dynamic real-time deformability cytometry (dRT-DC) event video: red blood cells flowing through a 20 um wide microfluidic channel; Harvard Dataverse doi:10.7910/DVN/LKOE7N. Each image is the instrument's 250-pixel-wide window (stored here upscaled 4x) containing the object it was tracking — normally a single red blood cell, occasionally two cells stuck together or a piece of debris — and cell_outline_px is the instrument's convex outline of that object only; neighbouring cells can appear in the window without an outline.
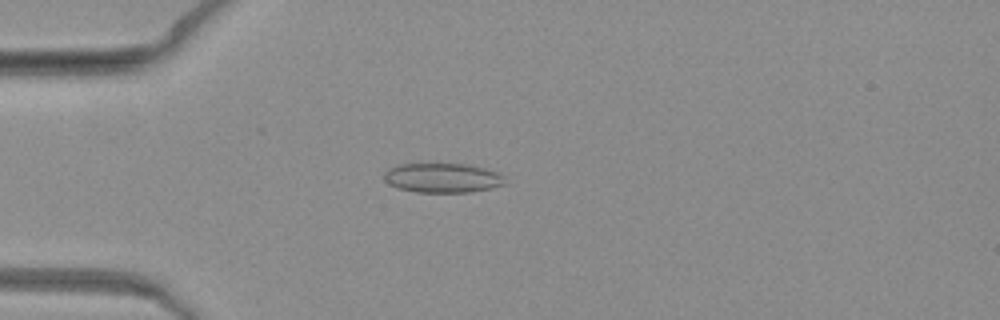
{"species": "common noctule bat (a hibernating species)", "species_latin": "Nyctalus noctula", "temperature_condition": "warm", "stored_images_in_passage": 53, "camera_frame_rate_fps": 3000, "um_per_image_px": 0.085, "animal": {"sex": "female", "body_mass_g": 19.3, "forearm_length_mm": 54.1}, "frame": {"image": 1, "passage_image": 15, "time_ms": 4.667, "image_size_px": [1000, 320], "cell_outline_px": [[504, 184], [492, 188], [468, 192], [416, 192], [400, 188], [388, 184], [384, 180], [384, 172], [388, 168], [400, 164], [468, 164], [500, 172], [504, 176]], "centroid_in_image_um": [37.62, 15.11], "position_along_channel_um": 47.4, "area_um2": 20.81}}
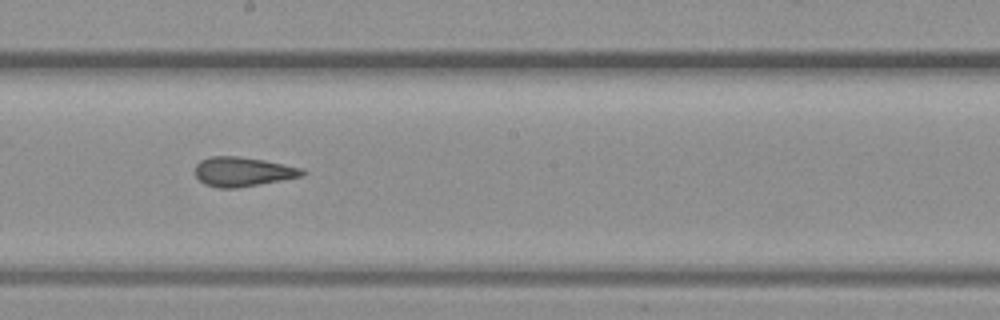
{"frame": {"image": 2, "passage_image": 30, "time_ms": 9.667, "image_size_px": [1000, 320], "cell_outline_px": [[308, 172], [304, 176], [260, 184], [236, 188], [216, 188], [204, 184], [196, 176], [196, 164], [200, 160], [212, 156], [236, 156], [264, 160], [304, 168]], "centroid_in_image_um": [20.67, 14.6], "position_along_channel_um": 227.5, "area_um2": 18.5}}
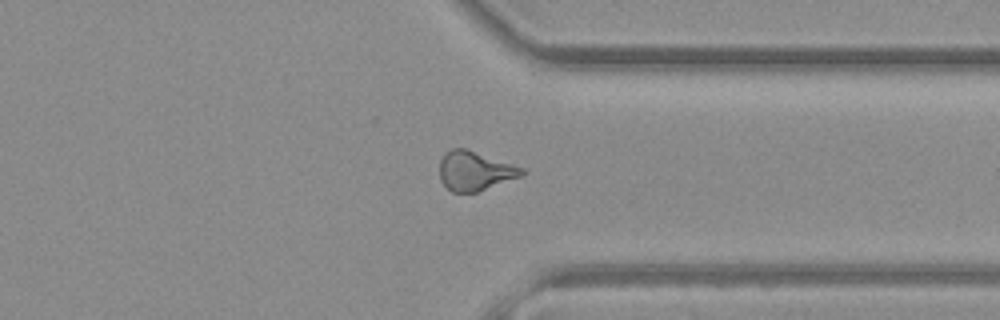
{"frame": {"image": 3, "passage_image": 41, "time_ms": 13.333, "image_size_px": [1000, 320], "cell_outline_px": [[524, 172], [520, 176], [476, 192], [452, 192], [440, 180], [440, 160], [444, 152], [452, 148], [468, 148], [524, 168]], "centroid_in_image_um": [40.33, 14.5], "position_along_channel_um": 371.1, "area_um2": 18.73}}